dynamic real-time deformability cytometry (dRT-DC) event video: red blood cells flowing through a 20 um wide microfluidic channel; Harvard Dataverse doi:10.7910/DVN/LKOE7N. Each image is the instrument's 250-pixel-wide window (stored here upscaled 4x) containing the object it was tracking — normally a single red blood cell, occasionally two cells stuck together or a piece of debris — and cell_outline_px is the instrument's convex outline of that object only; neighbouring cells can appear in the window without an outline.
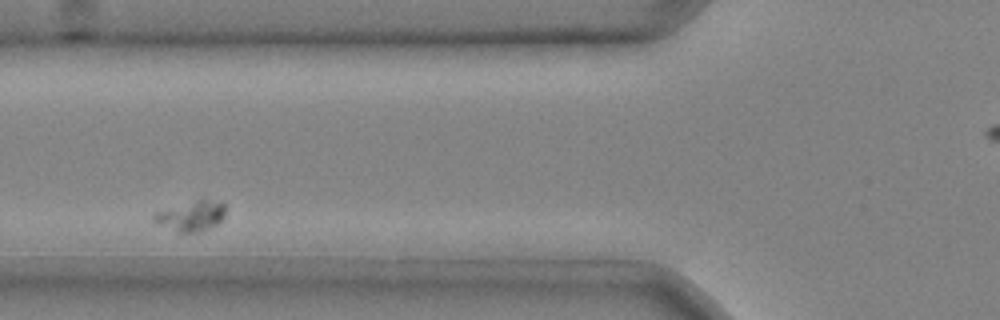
{"species": "common noctule bat (a hibernating species)", "species_latin": "Nyctalus noctula", "temperature_condition": "cold", "stored_images_in_passage": 5, "camera_frame_rate_fps": 3000, "um_per_image_px": 0.085, "animal": {"sex": "male", "body_mass_g": 20.4}, "frame": {"image": 1, "passage_image": 4, "time_ms": 1.0, "image_size_px": [1000, 320], "cell_outline_px": [[224, 216], [216, 224], [200, 232], [176, 232], [156, 224], [152, 220], [152, 216], [156, 212], [196, 200], [204, 200], [224, 204]], "centroid_in_image_um": [16.18, 18.39], "position_along_channel_um": 109.6, "area_um2": 12.2}}
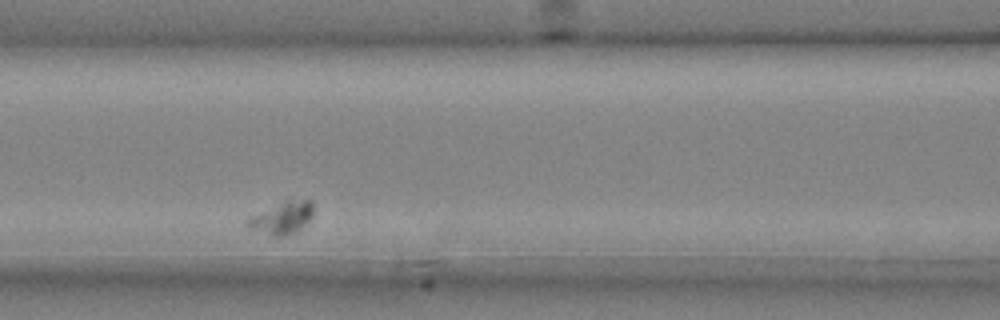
{"frame": {"image": 2, "passage_image": 5, "time_ms": 1.333, "image_size_px": [1000, 320], "cell_outline_px": [[312, 216], [296, 232], [280, 236], [272, 236], [248, 228], [244, 224], [244, 220], [248, 216], [288, 200], [312, 200]], "centroid_in_image_um": [23.9, 18.53], "position_along_channel_um": 142.7, "area_um2": 12.25}}